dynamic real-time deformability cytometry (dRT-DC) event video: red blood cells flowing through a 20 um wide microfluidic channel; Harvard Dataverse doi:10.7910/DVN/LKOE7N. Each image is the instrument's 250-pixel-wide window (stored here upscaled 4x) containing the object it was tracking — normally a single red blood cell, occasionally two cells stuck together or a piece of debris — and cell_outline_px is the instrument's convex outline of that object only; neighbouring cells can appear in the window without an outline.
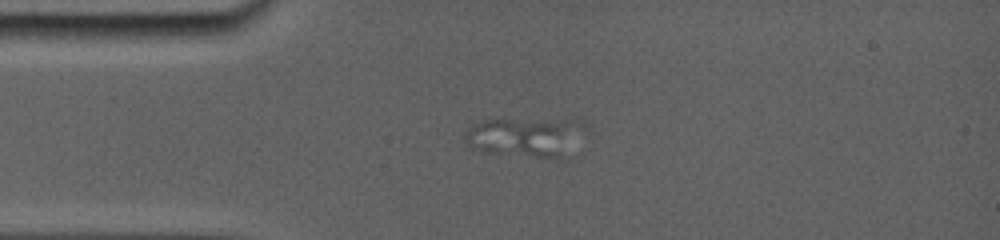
{"species": "common noctule bat (a hibernating species)", "species_latin": "Nyctalus noctula", "temperature_condition": "room temperature", "stored_images_in_passage": 5, "camera_frame_rate_fps": 5000, "um_per_image_px": 0.085, "animal": {"sex": "female", "body_mass_g": 19.0, "forearm_length_mm": 56.7}, "frame": {"image": 1, "passage_image": 1, "time_ms": 0.0, "image_size_px": [1000, 240], "cell_outline_px": [[556, 128], [544, 152], [532, 152], [476, 128], [480, 124], [488, 120], [504, 120], [552, 124]], "centroid_in_image_um": [44.28, 11.33], "position_along_channel_um": 40.7, "area_um2": 11.44}}